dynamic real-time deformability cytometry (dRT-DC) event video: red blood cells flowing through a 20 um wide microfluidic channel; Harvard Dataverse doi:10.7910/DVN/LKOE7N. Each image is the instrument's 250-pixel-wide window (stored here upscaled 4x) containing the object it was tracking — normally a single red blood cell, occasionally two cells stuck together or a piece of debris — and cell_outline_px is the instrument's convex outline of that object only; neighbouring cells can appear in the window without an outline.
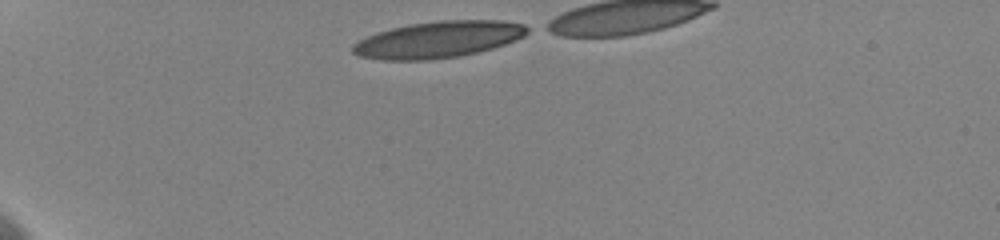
{"species": "human", "species_latin": "Homo sapiens", "temperature_condition": "cold", "stored_images_in_passage": 24, "camera_frame_rate_fps": 3000, "um_per_image_px": 0.085, "donor": {"sex": "female"}, "frame": {"image": 1, "passage_image": 1, "time_ms": 0.0, "image_size_px": [1000, 240], "cell_outline_px": [[532, 28], [524, 36], [516, 40], [492, 48], [460, 56], [428, 60], [380, 60], [360, 56], [352, 52], [352, 44], [368, 36], [392, 28], [408, 24], [440, 20], [500, 20], [524, 24]], "centroid_in_image_um": [37.28, 3.36], "position_along_channel_um": 47.7, "area_um2": 37.17}}